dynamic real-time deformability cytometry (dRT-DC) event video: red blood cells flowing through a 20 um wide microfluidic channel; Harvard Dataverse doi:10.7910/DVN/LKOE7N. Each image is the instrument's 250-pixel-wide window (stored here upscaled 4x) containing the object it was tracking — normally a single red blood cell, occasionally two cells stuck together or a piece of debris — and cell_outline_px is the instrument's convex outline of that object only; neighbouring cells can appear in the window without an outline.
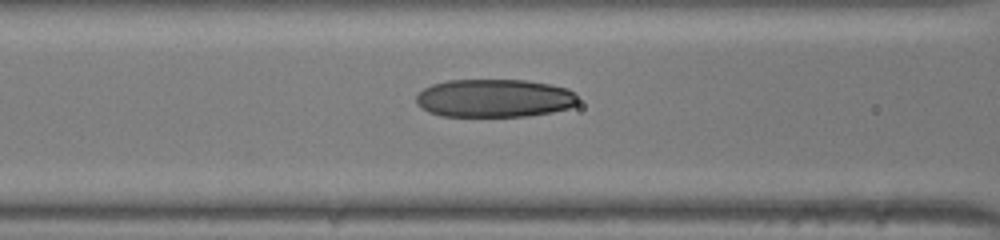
{"species": "human", "species_latin": "Homo sapiens", "temperature_condition": "room temperature", "stored_images_in_passage": 13, "camera_frame_rate_fps": 3000, "um_per_image_px": 0.085, "donor": {"sex": "male"}, "frame": {"image": 1, "passage_image": 11, "time_ms": 3.333, "image_size_px": [1000, 240], "cell_outline_px": [[580, 100], [576, 104], [568, 108], [552, 112], [528, 116], [440, 116], [428, 112], [420, 108], [416, 104], [416, 96], [424, 88], [432, 84], [448, 80], [528, 80], [568, 88], [576, 92]], "centroid_in_image_um": [42.03, 8.35], "position_along_channel_um": 124.6, "area_um2": 36.36}}